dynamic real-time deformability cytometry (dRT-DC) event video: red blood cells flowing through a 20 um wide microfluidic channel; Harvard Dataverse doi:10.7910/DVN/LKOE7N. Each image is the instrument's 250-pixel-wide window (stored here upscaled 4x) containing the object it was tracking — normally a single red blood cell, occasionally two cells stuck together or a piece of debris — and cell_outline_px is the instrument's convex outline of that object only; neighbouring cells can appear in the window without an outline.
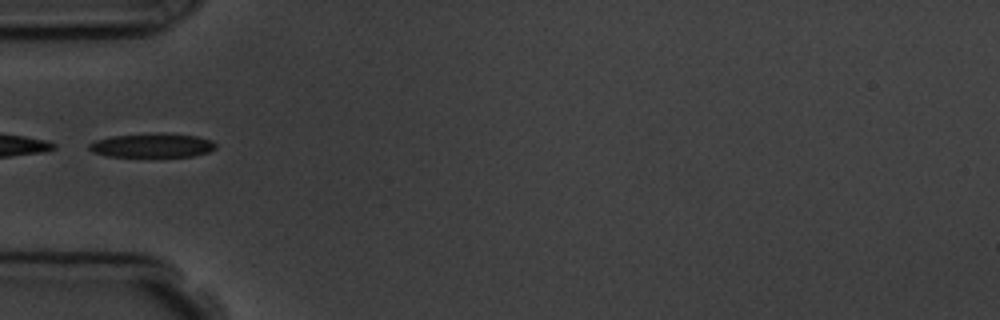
{"species": "common noctule bat (a hibernating species)", "species_latin": "Nyctalus noctula", "temperature_condition": "room temperature", "stored_images_in_passage": 2, "camera_frame_rate_fps": 3000, "um_per_image_px": 0.085, "animal": {"sex": "male", "body_mass_g": 19.5, "forearm_length_mm": 54.6}, "frame": {"image": 1, "passage_image": 2, "time_ms": 1.0, "image_size_px": [1000, 320], "cell_outline_px": [[216, 148], [208, 152], [192, 156], [108, 156], [92, 152], [88, 148], [88, 144], [96, 140], [112, 136], [196, 136], [212, 140], [216, 144]], "centroid_in_image_um": [12.92, 12.41], "position_along_channel_um": 72.1, "area_um2": 16.53}}